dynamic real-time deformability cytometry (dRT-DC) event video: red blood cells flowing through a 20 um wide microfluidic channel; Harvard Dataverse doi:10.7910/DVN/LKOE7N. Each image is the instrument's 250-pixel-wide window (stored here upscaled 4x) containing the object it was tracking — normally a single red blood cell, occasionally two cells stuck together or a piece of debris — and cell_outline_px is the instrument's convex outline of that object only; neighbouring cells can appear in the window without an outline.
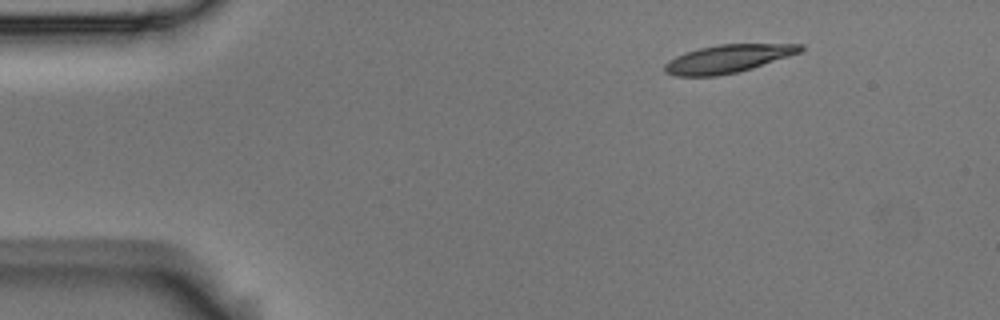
{"species": "Egyptian fruit bat (a non-hibernating species)", "species_latin": "Rousettus aegyptiacus", "temperature_condition": "room temperature", "stored_images_in_passage": 4, "segment_of_instrument_passage": [1, 2], "camera_frame_rate_fps": 3000, "um_per_image_px": 0.085, "animal": {"sex": "male"}, "frame": {"image": 1, "passage_image": 1, "time_ms": 0.0, "image_size_px": [1000, 320], "cell_outline_px": [[804, 48], [800, 52], [752, 68], [736, 72], [716, 76], [676, 76], [664, 72], [664, 64], [668, 60], [676, 56], [700, 48], [716, 44], [804, 44]], "centroid_in_image_um": [61.84, 4.99], "position_along_channel_um": 23.2, "area_um2": 21.96}}